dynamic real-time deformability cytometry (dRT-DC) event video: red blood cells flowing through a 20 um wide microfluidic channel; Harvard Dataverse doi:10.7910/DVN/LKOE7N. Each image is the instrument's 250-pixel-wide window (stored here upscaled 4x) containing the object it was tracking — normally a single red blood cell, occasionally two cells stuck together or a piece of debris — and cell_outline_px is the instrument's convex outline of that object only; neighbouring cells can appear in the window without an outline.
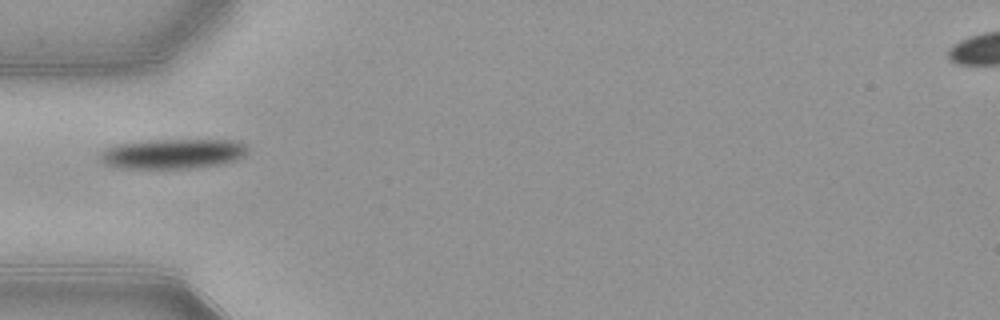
{"species": "common noctule bat (a hibernating species)", "species_latin": "Nyctalus noctula", "temperature_condition": "warm", "stored_images_in_passage": 19, "camera_frame_rate_fps": 3000, "um_per_image_px": 0.085, "animal": {"sex": "female", "body_mass_g": 21.9}, "frame": {"image": 1, "passage_image": 1, "time_ms": 0.0, "image_size_px": [1000, 320], "cell_outline_px": [[248, 152], [244, 156], [236, 160], [220, 164], [188, 168], [120, 168], [104, 164], [96, 156], [104, 148], [116, 144], [148, 140], [240, 140], [248, 144]], "centroid_in_image_um": [14.68, 13.06], "position_along_channel_um": 70.3, "area_um2": 26.13}}
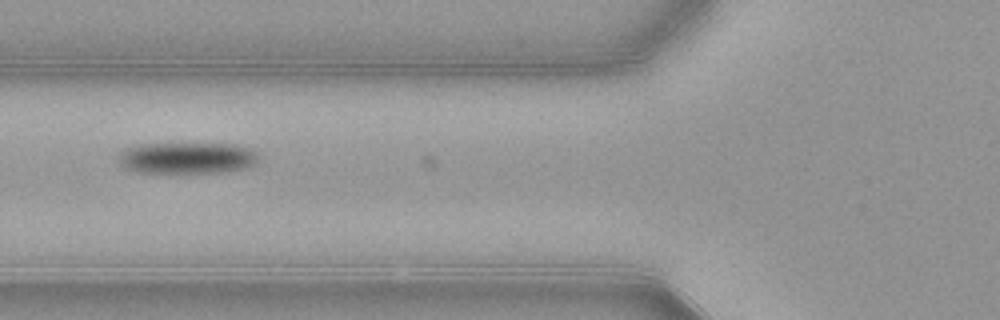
{"frame": {"image": 2, "passage_image": 4, "time_ms": 1.0, "image_size_px": [1000, 320], "cell_outline_px": [[260, 156], [248, 168], [220, 172], [140, 172], [124, 168], [120, 164], [120, 156], [128, 148], [136, 144], [236, 144], [252, 148]], "centroid_in_image_um": [15.96, 13.42], "position_along_channel_um": 109.8, "area_um2": 25.37}}
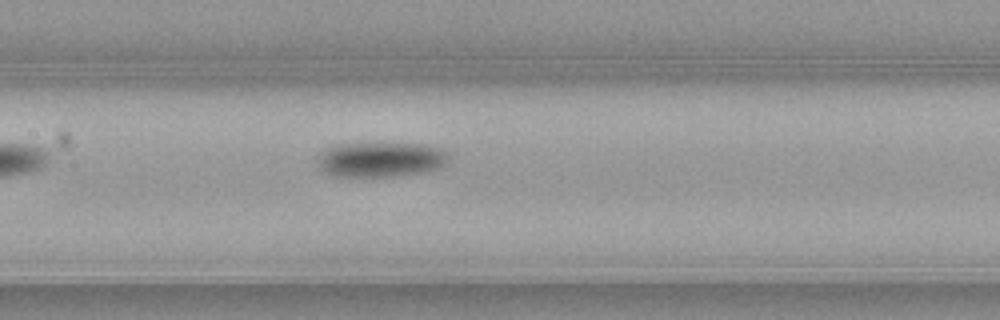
{"frame": {"image": 3, "passage_image": 9, "time_ms": 2.667, "image_size_px": [1000, 320], "cell_outline_px": [[448, 156], [436, 168], [424, 172], [392, 176], [332, 176], [324, 172], [320, 168], [316, 160], [316, 156], [320, 152], [336, 144], [424, 144], [440, 148]], "centroid_in_image_um": [32.24, 13.56], "position_along_channel_um": 175.2, "area_um2": 26.24}}